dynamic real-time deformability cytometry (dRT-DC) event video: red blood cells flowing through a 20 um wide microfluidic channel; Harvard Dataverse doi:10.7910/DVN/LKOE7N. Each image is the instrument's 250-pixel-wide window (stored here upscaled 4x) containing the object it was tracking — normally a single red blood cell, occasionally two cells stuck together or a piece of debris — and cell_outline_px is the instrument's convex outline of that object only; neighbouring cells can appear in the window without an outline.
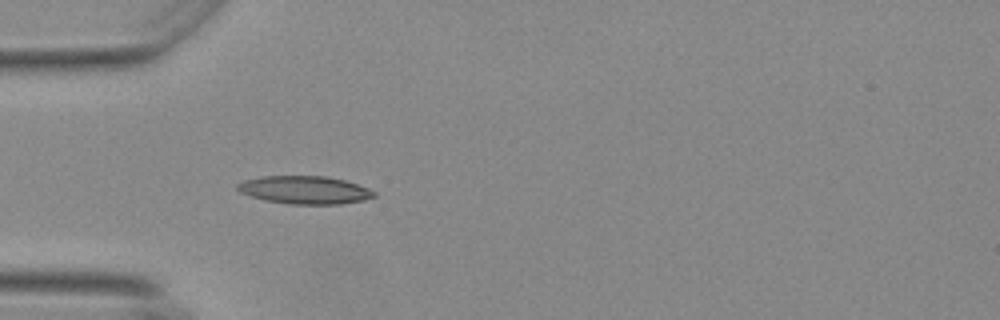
{"species": "Egyptian fruit bat (a non-hibernating species)", "species_latin": "Rousettus aegyptiacus", "temperature_condition": "warm", "stored_images_in_passage": 16, "camera_frame_rate_fps": 3000, "um_per_image_px": 0.085, "animal": {"sex": "female"}, "frame": {"image": 1, "passage_image": 1, "time_ms": 0.0, "image_size_px": [1000, 320], "cell_outline_px": [[376, 196], [364, 200], [340, 204], [288, 204], [264, 200], [240, 192], [236, 188], [236, 184], [244, 180], [260, 176], [328, 176], [344, 180], [368, 188], [376, 192]], "centroid_in_image_um": [25.89, 16.14], "position_along_channel_um": 59.1, "area_um2": 22.31}}
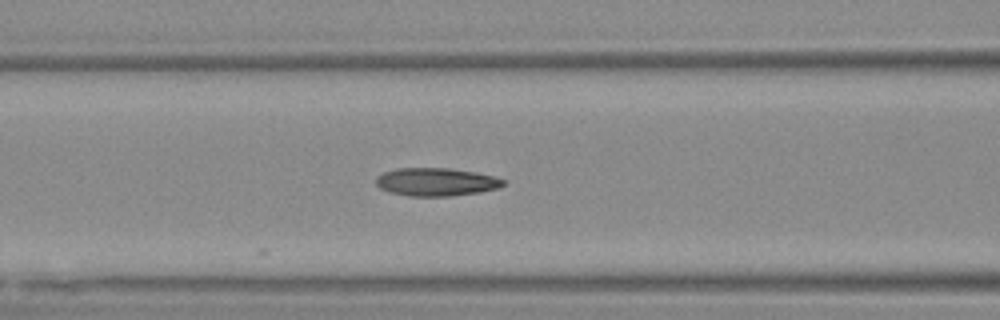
{"frame": {"image": 2, "passage_image": 7, "time_ms": 2.0, "image_size_px": [1000, 320], "cell_outline_px": [[504, 184], [500, 188], [480, 192], [448, 196], [408, 196], [388, 192], [380, 188], [376, 184], [376, 176], [384, 172], [396, 168], [448, 168], [476, 172], [496, 176], [504, 180]], "centroid_in_image_um": [37.07, 15.46], "position_along_channel_um": 129.5, "area_um2": 20.98}}
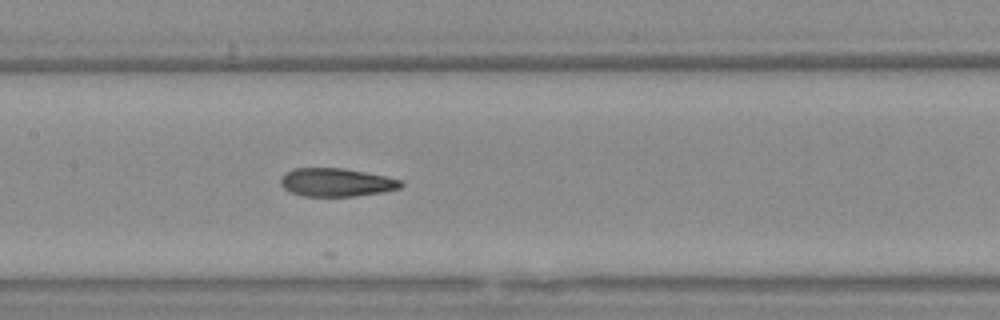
{"frame": {"image": 3, "passage_image": 11, "time_ms": 3.333, "image_size_px": [1000, 320], "cell_outline_px": [[404, 184], [400, 188], [384, 192], [356, 196], [304, 196], [292, 192], [284, 188], [280, 184], [280, 176], [284, 172], [292, 168], [344, 168], [384, 176], [400, 180]], "centroid_in_image_um": [28.55, 15.49], "position_along_channel_um": 178.8, "area_um2": 19.88}}